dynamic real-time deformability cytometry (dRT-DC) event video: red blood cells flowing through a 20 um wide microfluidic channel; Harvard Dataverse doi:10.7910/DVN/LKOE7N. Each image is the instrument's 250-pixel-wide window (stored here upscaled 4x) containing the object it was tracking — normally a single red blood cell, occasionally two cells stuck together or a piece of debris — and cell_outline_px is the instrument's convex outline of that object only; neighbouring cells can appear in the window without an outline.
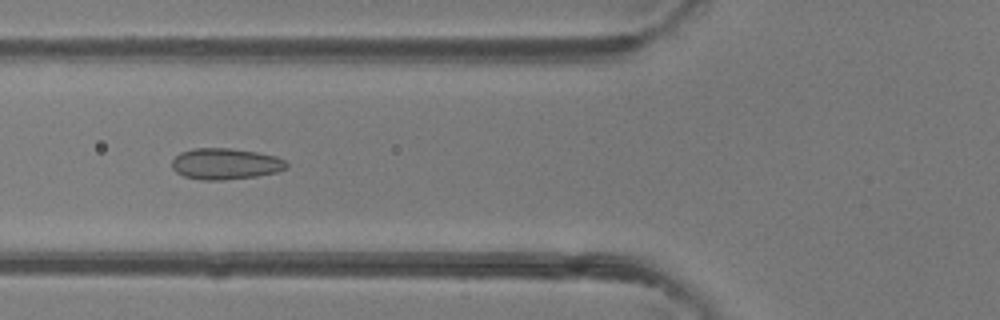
{"species": "common noctule bat (a hibernating species)", "species_latin": "Nyctalus noctula", "temperature_condition": "room temperature", "stored_images_in_passage": 31, "camera_frame_rate_fps": 3000, "um_per_image_px": 0.085, "animal": {"sex": "female"}, "frame": {"image": 1, "passage_image": 10, "time_ms": 3.0, "image_size_px": [1000, 320], "cell_outline_px": [[288, 168], [276, 172], [256, 176], [224, 180], [200, 180], [184, 176], [176, 172], [172, 168], [172, 160], [180, 152], [192, 148], [232, 148], [256, 152], [276, 156], [284, 160], [288, 164]], "centroid_in_image_um": [19.15, 13.92], "position_along_channel_um": 106.7, "area_um2": 20.92}}
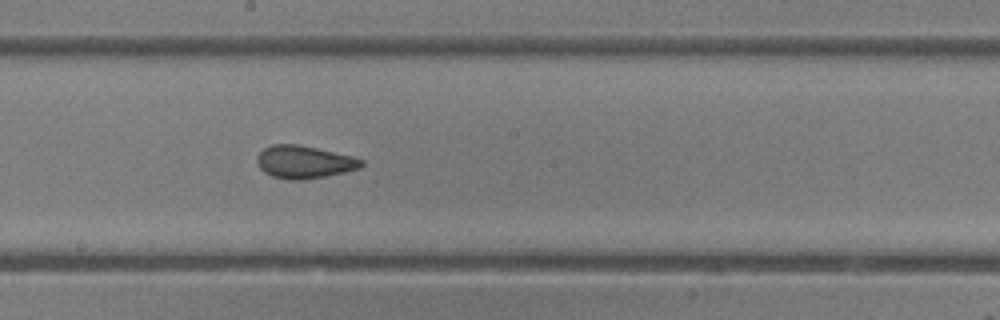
{"frame": {"image": 2, "passage_image": 18, "time_ms": 5.667, "image_size_px": [1000, 320], "cell_outline_px": [[364, 164], [360, 168], [344, 172], [324, 176], [300, 180], [288, 180], [272, 176], [264, 172], [260, 168], [256, 160], [260, 152], [264, 148], [272, 144], [296, 144], [316, 148], [352, 156], [364, 160]], "centroid_in_image_um": [25.85, 13.77], "position_along_channel_um": 222.4, "area_um2": 19.77}}
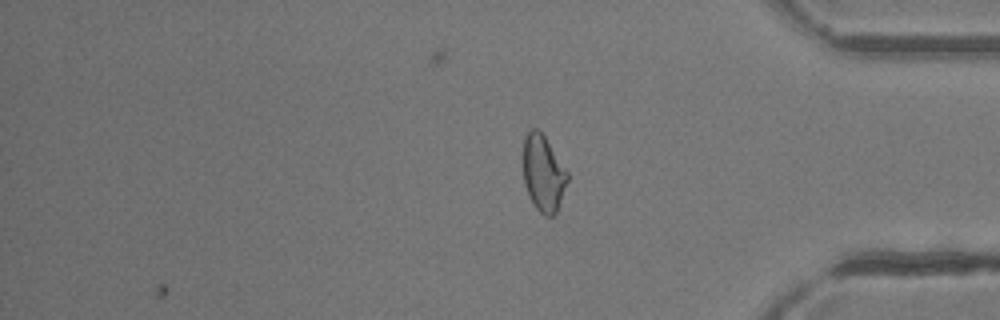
{"frame": {"image": 3, "passage_image": 31, "time_ms": 10.0, "image_size_px": [1000, 320], "cell_outline_px": [[568, 180], [556, 212], [552, 216], [544, 216], [536, 208], [528, 196], [524, 184], [524, 136], [532, 128], [536, 128], [544, 136], [568, 172]], "centroid_in_image_um": [46.17, 14.75], "position_along_channel_um": 389.0, "area_um2": 19.42}, "authors_computed_cell_mechanics": {"area_um2": 19.4208, "velocity_mm_per_s": 4.3273, "shape_relaxation_time_tau1_ms": null, "shape_relaxation_time_tau2_ms": 0.9842, "deformation_change_tau1": null, "deformation_change_tau2": 0.0674}}